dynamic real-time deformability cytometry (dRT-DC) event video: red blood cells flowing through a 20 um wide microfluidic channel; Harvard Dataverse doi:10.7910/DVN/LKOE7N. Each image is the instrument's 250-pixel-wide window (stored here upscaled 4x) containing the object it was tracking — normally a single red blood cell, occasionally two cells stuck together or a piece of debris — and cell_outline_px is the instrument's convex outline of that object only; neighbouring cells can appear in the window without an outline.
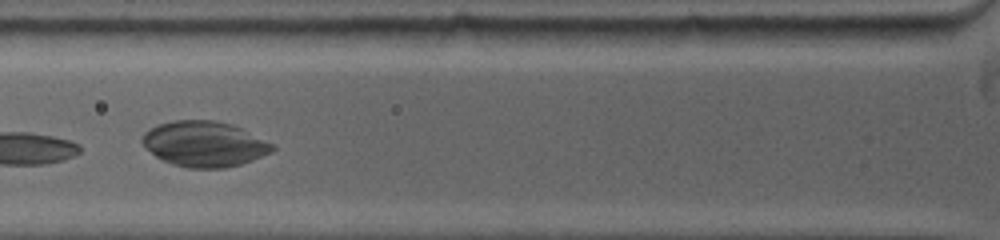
{"species": "common noctule bat (a hibernating species)", "species_latin": "Nyctalus noctula", "temperature_condition": "warm", "stored_images_in_passage": 9, "camera_frame_rate_fps": 5000, "um_per_image_px": 0.085, "animal": {"sex": "female", "body_mass_g": 19.0, "forearm_length_mm": 53.3}, "frame": {"image": 1, "passage_image": 4, "time_ms": 1.4, "image_size_px": [1000, 240], "cell_outline_px": [[276, 148], [252, 160], [240, 164], [224, 168], [188, 168], [172, 164], [156, 156], [144, 144], [144, 136], [152, 128], [160, 124], [172, 120], [216, 120], [232, 124], [272, 144]], "centroid_in_image_um": [17.38, 12.24], "position_along_channel_um": 108.4, "area_um2": 33.64}}
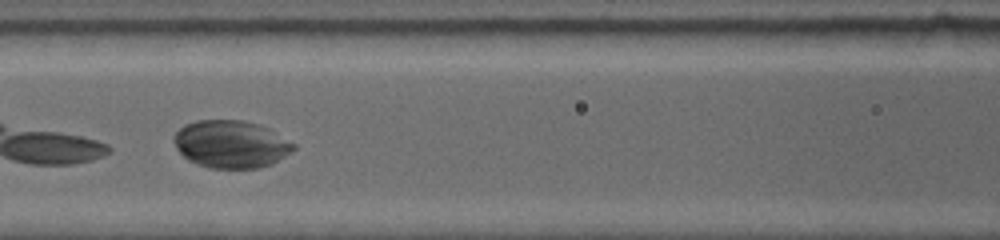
{"frame": {"image": 2, "passage_image": 6, "time_ms": 2.4, "image_size_px": [1000, 240], "cell_outline_px": [[296, 148], [272, 164], [260, 168], [212, 168], [196, 164], [188, 160], [176, 148], [176, 132], [184, 124], [196, 120], [244, 120], [268, 128], [296, 144]], "centroid_in_image_um": [19.65, 12.25], "position_along_channel_um": 147.0, "area_um2": 33.0}}